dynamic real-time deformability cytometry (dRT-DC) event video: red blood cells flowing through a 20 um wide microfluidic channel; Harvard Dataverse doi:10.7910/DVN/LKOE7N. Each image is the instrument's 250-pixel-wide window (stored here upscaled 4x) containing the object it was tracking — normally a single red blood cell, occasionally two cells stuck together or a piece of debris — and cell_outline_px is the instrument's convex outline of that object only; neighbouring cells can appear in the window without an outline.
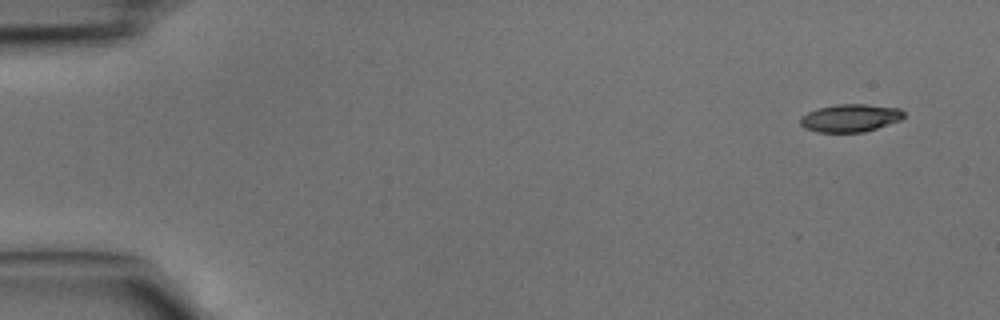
{"species": "common noctule bat (a hibernating species)", "species_latin": "Nyctalus noctula", "temperature_condition": "cold", "stored_images_in_passage": 3, "camera_frame_rate_fps": 3000, "um_per_image_px": 0.085, "animal": {"sex": "male", "body_mass_g": 15.6}, "frame": {"image": 1, "passage_image": 1, "time_ms": 0.0, "image_size_px": [1000, 320], "cell_outline_px": [[904, 116], [900, 120], [864, 132], [816, 132], [804, 128], [800, 124], [800, 116], [808, 112], [820, 108], [836, 104], [864, 104], [900, 108], [904, 112]], "centroid_in_image_um": [72.25, 10.03], "position_along_channel_um": 12.7, "area_um2": 16.7}}